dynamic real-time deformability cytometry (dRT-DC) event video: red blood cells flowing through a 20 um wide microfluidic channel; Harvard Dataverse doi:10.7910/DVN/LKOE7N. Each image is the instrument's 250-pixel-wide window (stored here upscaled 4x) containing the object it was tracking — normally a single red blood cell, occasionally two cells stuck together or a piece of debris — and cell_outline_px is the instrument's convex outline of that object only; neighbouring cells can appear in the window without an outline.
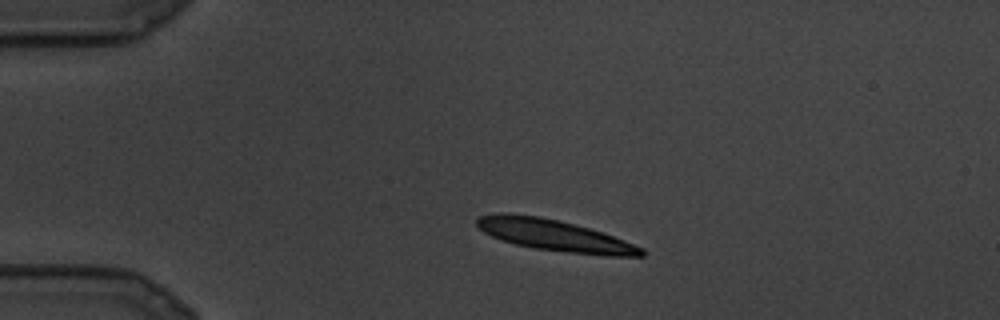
{"species": "common noctule bat (a hibernating species)", "species_latin": "Nyctalus noctula", "temperature_condition": "cold", "stored_images_in_passage": 25, "camera_frame_rate_fps": 3000, "um_per_image_px": 0.085, "animal": {"sex": "male", "body_mass_g": 19.5, "forearm_length_mm": 54.6}, "frame": {"image": 1, "passage_image": 3, "time_ms": 0.667, "image_size_px": [1000, 320], "cell_outline_px": [[644, 256], [608, 256], [568, 252], [532, 248], [500, 240], [484, 232], [476, 224], [476, 216], [496, 212], [504, 212], [540, 216], [560, 220], [588, 228], [624, 240], [644, 248]], "centroid_in_image_um": [47.07, 19.99], "position_along_channel_um": 37.9, "area_um2": 30.11}}
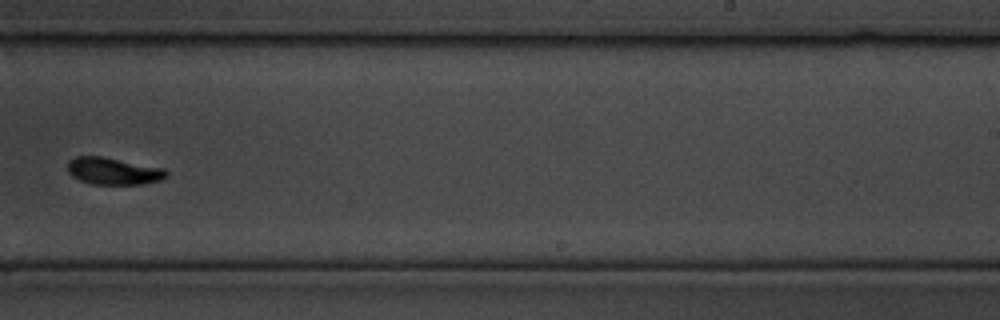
{"frame": {"image": 2, "passage_image": 15, "time_ms": 4.667, "image_size_px": [1000, 320], "cell_outline_px": [[168, 176], [164, 180], [144, 184], [92, 184], [80, 180], [72, 176], [68, 172], [68, 160], [76, 156], [104, 156], [164, 168], [168, 172]], "centroid_in_image_um": [9.67, 14.54], "position_along_channel_um": 279.3, "area_um2": 15.84}}
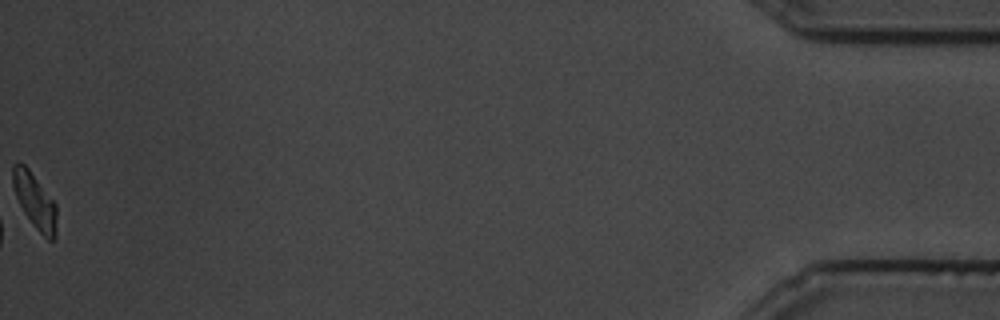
{"frame": {"image": 3, "passage_image": 25, "time_ms": 8.0, "image_size_px": [1000, 320], "cell_outline_px": [[56, 236], [52, 240], [48, 240], [32, 224], [24, 212], [16, 196], [12, 184], [12, 164], [16, 160], [20, 160], [28, 168], [56, 204]], "centroid_in_image_um": [2.93, 17.03], "position_along_channel_um": 432.3, "area_um2": 14.1}}